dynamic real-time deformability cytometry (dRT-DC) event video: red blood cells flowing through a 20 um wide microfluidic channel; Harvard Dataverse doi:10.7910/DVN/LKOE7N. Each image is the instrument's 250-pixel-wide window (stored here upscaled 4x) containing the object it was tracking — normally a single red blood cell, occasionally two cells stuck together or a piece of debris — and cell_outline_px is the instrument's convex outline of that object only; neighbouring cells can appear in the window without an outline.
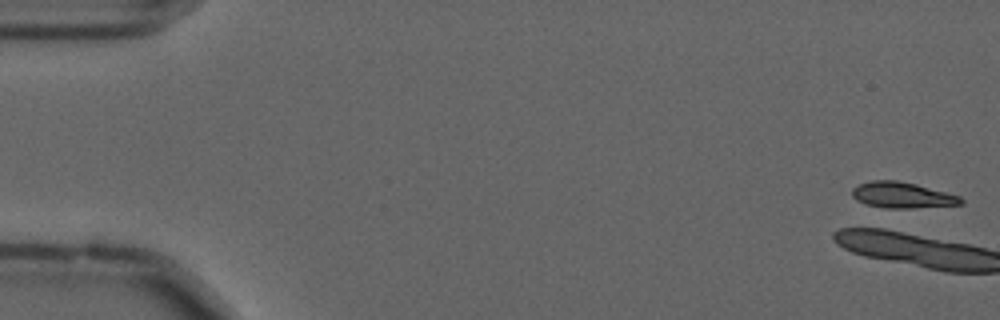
{"species": "common noctule bat (a hibernating species)", "species_latin": "Nyctalus noctula", "temperature_condition": "cold", "stored_images_in_passage": 3, "camera_frame_rate_fps": 3000, "um_per_image_px": 0.085, "animal": {"sex": "male", "forearm_length_mm": 52.5}, "frame": {"image": 1, "passage_image": 1, "time_ms": 0.0, "image_size_px": [1000, 320], "cell_outline_px": [[964, 204], [912, 208], [884, 208], [868, 204], [856, 200], [852, 196], [852, 188], [860, 184], [872, 180], [896, 180], [916, 184], [960, 196], [964, 200]], "centroid_in_image_um": [76.7, 16.58], "position_along_channel_um": 8.3, "area_um2": 16.36}}